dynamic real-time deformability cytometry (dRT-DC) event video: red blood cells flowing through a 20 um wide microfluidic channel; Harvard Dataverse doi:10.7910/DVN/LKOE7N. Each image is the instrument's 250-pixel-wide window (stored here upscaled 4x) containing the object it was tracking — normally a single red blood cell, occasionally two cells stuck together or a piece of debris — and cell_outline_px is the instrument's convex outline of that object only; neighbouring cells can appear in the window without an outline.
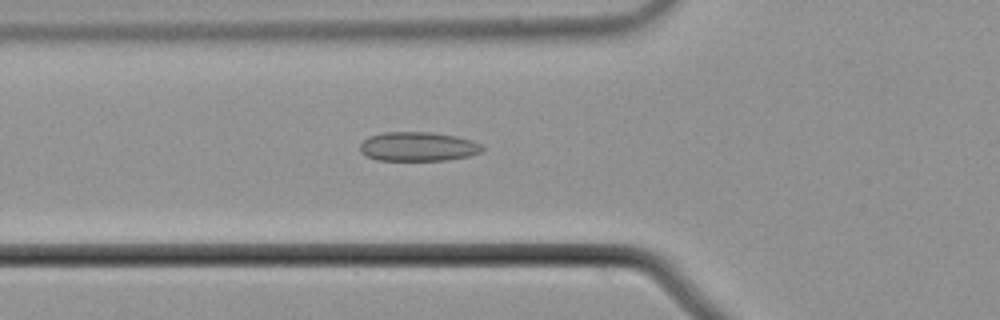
{"species": "common noctule bat (a hibernating species)", "species_latin": "Nyctalus noctula", "temperature_condition": "cold", "stored_images_in_passage": 38, "camera_frame_rate_fps": 3000, "um_per_image_px": 0.085, "animal": {"sex": "male", "body_mass_g": 21.5, "forearm_length_mm": 52.0}, "frame": {"image": 1, "passage_image": 3, "time_ms": 0.667, "image_size_px": [1000, 320], "cell_outline_px": [[484, 148], [480, 152], [468, 156], [448, 160], [376, 160], [364, 156], [360, 152], [360, 144], [368, 136], [384, 132], [432, 132], [456, 136], [472, 140], [484, 144]], "centroid_in_image_um": [35.52, 12.45], "position_along_channel_um": 90.3, "area_um2": 21.04}}
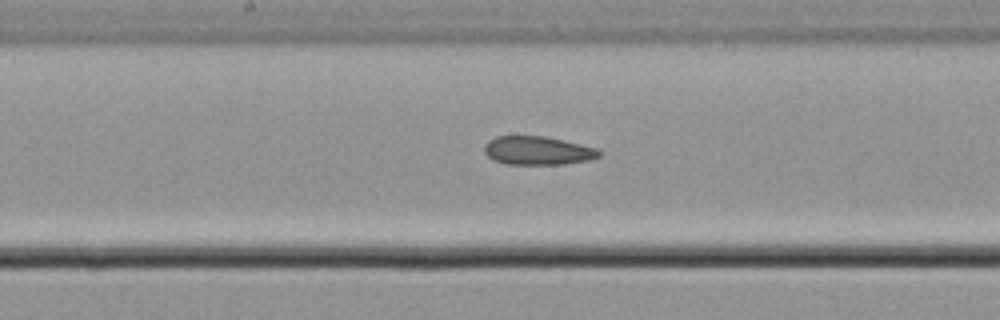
{"frame": {"image": 2, "passage_image": 12, "time_ms": 3.667, "image_size_px": [1000, 320], "cell_outline_px": [[600, 156], [592, 160], [564, 164], [504, 164], [492, 160], [484, 152], [484, 144], [488, 140], [496, 136], [544, 136], [564, 140], [596, 148], [600, 152]], "centroid_in_image_um": [45.68, 12.8], "position_along_channel_um": 202.5, "area_um2": 19.25}}
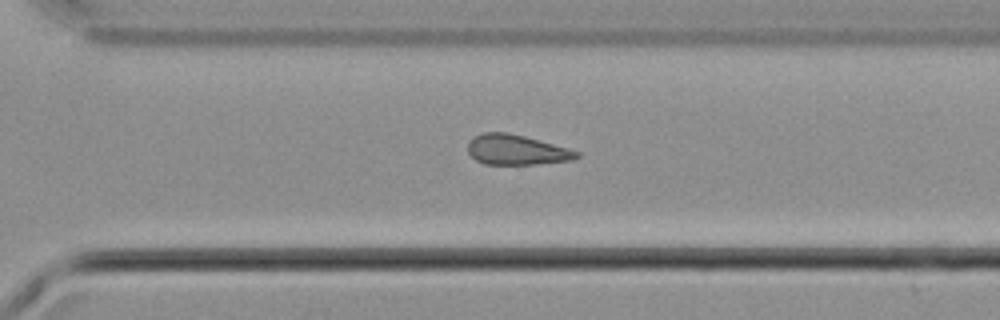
{"frame": {"image": 3, "passage_image": 22, "time_ms": 7.0, "image_size_px": [1000, 320], "cell_outline_px": [[580, 156], [572, 160], [536, 164], [484, 164], [476, 160], [468, 152], [468, 140], [484, 132], [508, 132], [524, 136], [568, 148], [580, 152]], "centroid_in_image_um": [43.89, 12.73], "position_along_channel_um": 326.7, "area_um2": 19.02}}